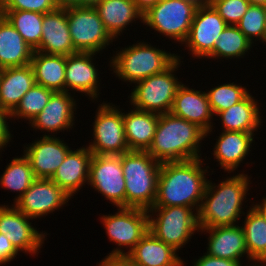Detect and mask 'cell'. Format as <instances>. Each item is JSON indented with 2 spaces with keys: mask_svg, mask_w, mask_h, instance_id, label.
Wrapping results in <instances>:
<instances>
[{
  "mask_svg": "<svg viewBox=\"0 0 266 266\" xmlns=\"http://www.w3.org/2000/svg\"><path fill=\"white\" fill-rule=\"evenodd\" d=\"M96 0H55L58 8H67L72 6H91Z\"/></svg>",
  "mask_w": 266,
  "mask_h": 266,
  "instance_id": "44",
  "label": "cell"
},
{
  "mask_svg": "<svg viewBox=\"0 0 266 266\" xmlns=\"http://www.w3.org/2000/svg\"><path fill=\"white\" fill-rule=\"evenodd\" d=\"M3 173L0 175V188L16 193L12 204L17 201L36 180L29 160L22 153L9 160Z\"/></svg>",
  "mask_w": 266,
  "mask_h": 266,
  "instance_id": "32",
  "label": "cell"
},
{
  "mask_svg": "<svg viewBox=\"0 0 266 266\" xmlns=\"http://www.w3.org/2000/svg\"><path fill=\"white\" fill-rule=\"evenodd\" d=\"M144 40L118 47L119 50L115 48L108 59L107 66L113 71L111 74L126 83L129 88L136 82L163 72L177 59V53L174 51L171 53V50L160 49L159 45L156 47V44L153 46Z\"/></svg>",
  "mask_w": 266,
  "mask_h": 266,
  "instance_id": "4",
  "label": "cell"
},
{
  "mask_svg": "<svg viewBox=\"0 0 266 266\" xmlns=\"http://www.w3.org/2000/svg\"><path fill=\"white\" fill-rule=\"evenodd\" d=\"M177 252L148 231L127 256L137 266H187Z\"/></svg>",
  "mask_w": 266,
  "mask_h": 266,
  "instance_id": "26",
  "label": "cell"
},
{
  "mask_svg": "<svg viewBox=\"0 0 266 266\" xmlns=\"http://www.w3.org/2000/svg\"><path fill=\"white\" fill-rule=\"evenodd\" d=\"M257 132H240V131H221L216 136V143H214V147L212 146L211 156L215 162H217V166L224 170L223 173H236L238 171V167L243 166L242 164H246L249 166L254 163L253 162H245L248 160V156L252 152V149H255L253 146L255 143V137ZM253 145V146H252ZM253 147V148H252ZM248 163V164H247Z\"/></svg>",
  "mask_w": 266,
  "mask_h": 266,
  "instance_id": "18",
  "label": "cell"
},
{
  "mask_svg": "<svg viewBox=\"0 0 266 266\" xmlns=\"http://www.w3.org/2000/svg\"><path fill=\"white\" fill-rule=\"evenodd\" d=\"M67 18L72 44L77 52L102 56L103 51L115 42L93 5L67 7Z\"/></svg>",
  "mask_w": 266,
  "mask_h": 266,
  "instance_id": "11",
  "label": "cell"
},
{
  "mask_svg": "<svg viewBox=\"0 0 266 266\" xmlns=\"http://www.w3.org/2000/svg\"><path fill=\"white\" fill-rule=\"evenodd\" d=\"M96 266H137L127 255L105 256Z\"/></svg>",
  "mask_w": 266,
  "mask_h": 266,
  "instance_id": "43",
  "label": "cell"
},
{
  "mask_svg": "<svg viewBox=\"0 0 266 266\" xmlns=\"http://www.w3.org/2000/svg\"><path fill=\"white\" fill-rule=\"evenodd\" d=\"M114 214L99 219L106 236L115 246L107 256L127 255L149 231L148 212L142 208L118 207Z\"/></svg>",
  "mask_w": 266,
  "mask_h": 266,
  "instance_id": "9",
  "label": "cell"
},
{
  "mask_svg": "<svg viewBox=\"0 0 266 266\" xmlns=\"http://www.w3.org/2000/svg\"><path fill=\"white\" fill-rule=\"evenodd\" d=\"M98 105L91 125L92 137L89 136L91 140L86 146L96 155H122L130 151L124 131V109L104 100Z\"/></svg>",
  "mask_w": 266,
  "mask_h": 266,
  "instance_id": "10",
  "label": "cell"
},
{
  "mask_svg": "<svg viewBox=\"0 0 266 266\" xmlns=\"http://www.w3.org/2000/svg\"><path fill=\"white\" fill-rule=\"evenodd\" d=\"M136 4V7L142 12L145 13L150 7L154 6L160 0H133Z\"/></svg>",
  "mask_w": 266,
  "mask_h": 266,
  "instance_id": "46",
  "label": "cell"
},
{
  "mask_svg": "<svg viewBox=\"0 0 266 266\" xmlns=\"http://www.w3.org/2000/svg\"><path fill=\"white\" fill-rule=\"evenodd\" d=\"M35 51L62 56L77 52L68 27L67 8H57L44 14L41 42Z\"/></svg>",
  "mask_w": 266,
  "mask_h": 266,
  "instance_id": "23",
  "label": "cell"
},
{
  "mask_svg": "<svg viewBox=\"0 0 266 266\" xmlns=\"http://www.w3.org/2000/svg\"><path fill=\"white\" fill-rule=\"evenodd\" d=\"M131 108L123 112L129 150L147 151L153 142L159 114Z\"/></svg>",
  "mask_w": 266,
  "mask_h": 266,
  "instance_id": "28",
  "label": "cell"
},
{
  "mask_svg": "<svg viewBox=\"0 0 266 266\" xmlns=\"http://www.w3.org/2000/svg\"><path fill=\"white\" fill-rule=\"evenodd\" d=\"M96 56L97 53L91 52L70 54L66 56L65 70V91L68 93L70 91L74 95H76V92L81 93L79 96H87L95 104L102 101L100 82L103 80V78L100 79L102 73L96 62V58L99 59V57Z\"/></svg>",
  "mask_w": 266,
  "mask_h": 266,
  "instance_id": "14",
  "label": "cell"
},
{
  "mask_svg": "<svg viewBox=\"0 0 266 266\" xmlns=\"http://www.w3.org/2000/svg\"><path fill=\"white\" fill-rule=\"evenodd\" d=\"M93 153L85 145L71 149L56 170L51 180L62 188L71 198L88 186L89 165ZM84 186V187H83Z\"/></svg>",
  "mask_w": 266,
  "mask_h": 266,
  "instance_id": "22",
  "label": "cell"
},
{
  "mask_svg": "<svg viewBox=\"0 0 266 266\" xmlns=\"http://www.w3.org/2000/svg\"><path fill=\"white\" fill-rule=\"evenodd\" d=\"M224 179L216 180L217 184L208 179L204 197L198 211L199 228H212L239 224L244 210L248 208L247 197L250 195L252 176L245 171L229 173ZM221 180V181H220ZM244 206V207H243ZM245 208V209H244Z\"/></svg>",
  "mask_w": 266,
  "mask_h": 266,
  "instance_id": "2",
  "label": "cell"
},
{
  "mask_svg": "<svg viewBox=\"0 0 266 266\" xmlns=\"http://www.w3.org/2000/svg\"><path fill=\"white\" fill-rule=\"evenodd\" d=\"M200 236L207 234L205 253L210 256L240 261H253L248 254L244 230L240 224L212 228H200ZM246 257V258H244ZM245 259V260H243ZM245 261V262H244Z\"/></svg>",
  "mask_w": 266,
  "mask_h": 266,
  "instance_id": "21",
  "label": "cell"
},
{
  "mask_svg": "<svg viewBox=\"0 0 266 266\" xmlns=\"http://www.w3.org/2000/svg\"><path fill=\"white\" fill-rule=\"evenodd\" d=\"M89 186L115 208L126 207V182L121 155L93 154L89 165Z\"/></svg>",
  "mask_w": 266,
  "mask_h": 266,
  "instance_id": "12",
  "label": "cell"
},
{
  "mask_svg": "<svg viewBox=\"0 0 266 266\" xmlns=\"http://www.w3.org/2000/svg\"><path fill=\"white\" fill-rule=\"evenodd\" d=\"M9 121V122H8ZM11 118L10 114L0 107V153L5 152L6 147H11L10 142H14L15 136L12 134L13 130L10 126ZM12 130V131H11ZM5 149V150H4Z\"/></svg>",
  "mask_w": 266,
  "mask_h": 266,
  "instance_id": "40",
  "label": "cell"
},
{
  "mask_svg": "<svg viewBox=\"0 0 266 266\" xmlns=\"http://www.w3.org/2000/svg\"><path fill=\"white\" fill-rule=\"evenodd\" d=\"M93 6L105 29L115 41L130 29V24L132 27L134 23L136 25V21L143 23V13L133 0H96Z\"/></svg>",
  "mask_w": 266,
  "mask_h": 266,
  "instance_id": "24",
  "label": "cell"
},
{
  "mask_svg": "<svg viewBox=\"0 0 266 266\" xmlns=\"http://www.w3.org/2000/svg\"><path fill=\"white\" fill-rule=\"evenodd\" d=\"M206 133L196 124L171 113L159 114L153 142L147 152L163 162L187 161L203 157Z\"/></svg>",
  "mask_w": 266,
  "mask_h": 266,
  "instance_id": "3",
  "label": "cell"
},
{
  "mask_svg": "<svg viewBox=\"0 0 266 266\" xmlns=\"http://www.w3.org/2000/svg\"><path fill=\"white\" fill-rule=\"evenodd\" d=\"M19 254L5 234L0 233V265L5 266L9 264L15 258L17 259Z\"/></svg>",
  "mask_w": 266,
  "mask_h": 266,
  "instance_id": "42",
  "label": "cell"
},
{
  "mask_svg": "<svg viewBox=\"0 0 266 266\" xmlns=\"http://www.w3.org/2000/svg\"><path fill=\"white\" fill-rule=\"evenodd\" d=\"M210 4L228 25H236L250 6L247 0H211Z\"/></svg>",
  "mask_w": 266,
  "mask_h": 266,
  "instance_id": "38",
  "label": "cell"
},
{
  "mask_svg": "<svg viewBox=\"0 0 266 266\" xmlns=\"http://www.w3.org/2000/svg\"><path fill=\"white\" fill-rule=\"evenodd\" d=\"M254 47L255 46L236 25H227L220 33V37L215 43L213 52L206 59L217 60V62L220 61V63L226 60L229 61V59L230 61L241 60V58H245L246 54L249 56V54H251L250 51Z\"/></svg>",
  "mask_w": 266,
  "mask_h": 266,
  "instance_id": "31",
  "label": "cell"
},
{
  "mask_svg": "<svg viewBox=\"0 0 266 266\" xmlns=\"http://www.w3.org/2000/svg\"><path fill=\"white\" fill-rule=\"evenodd\" d=\"M147 212L149 231L178 253L199 234L198 212L192 207H152Z\"/></svg>",
  "mask_w": 266,
  "mask_h": 266,
  "instance_id": "7",
  "label": "cell"
},
{
  "mask_svg": "<svg viewBox=\"0 0 266 266\" xmlns=\"http://www.w3.org/2000/svg\"><path fill=\"white\" fill-rule=\"evenodd\" d=\"M260 99L249 93L243 100L228 109L219 112L216 120H220L221 131L260 132L263 126Z\"/></svg>",
  "mask_w": 266,
  "mask_h": 266,
  "instance_id": "25",
  "label": "cell"
},
{
  "mask_svg": "<svg viewBox=\"0 0 266 266\" xmlns=\"http://www.w3.org/2000/svg\"><path fill=\"white\" fill-rule=\"evenodd\" d=\"M121 165L126 182V207L152 208L161 163L147 151L130 150L121 155Z\"/></svg>",
  "mask_w": 266,
  "mask_h": 266,
  "instance_id": "5",
  "label": "cell"
},
{
  "mask_svg": "<svg viewBox=\"0 0 266 266\" xmlns=\"http://www.w3.org/2000/svg\"><path fill=\"white\" fill-rule=\"evenodd\" d=\"M65 141L59 136H40L23 145L36 179H51L72 148Z\"/></svg>",
  "mask_w": 266,
  "mask_h": 266,
  "instance_id": "19",
  "label": "cell"
},
{
  "mask_svg": "<svg viewBox=\"0 0 266 266\" xmlns=\"http://www.w3.org/2000/svg\"><path fill=\"white\" fill-rule=\"evenodd\" d=\"M265 21L266 7L261 5H250L236 26L254 46H257L262 40Z\"/></svg>",
  "mask_w": 266,
  "mask_h": 266,
  "instance_id": "37",
  "label": "cell"
},
{
  "mask_svg": "<svg viewBox=\"0 0 266 266\" xmlns=\"http://www.w3.org/2000/svg\"><path fill=\"white\" fill-rule=\"evenodd\" d=\"M57 8L55 0H0V10H24L45 14Z\"/></svg>",
  "mask_w": 266,
  "mask_h": 266,
  "instance_id": "39",
  "label": "cell"
},
{
  "mask_svg": "<svg viewBox=\"0 0 266 266\" xmlns=\"http://www.w3.org/2000/svg\"><path fill=\"white\" fill-rule=\"evenodd\" d=\"M217 85L211 86L212 88L210 87L208 90L206 89L209 105L214 117L219 112L237 104L250 93L246 85L243 86V84H237L236 82H231V80L226 83H217Z\"/></svg>",
  "mask_w": 266,
  "mask_h": 266,
  "instance_id": "36",
  "label": "cell"
},
{
  "mask_svg": "<svg viewBox=\"0 0 266 266\" xmlns=\"http://www.w3.org/2000/svg\"><path fill=\"white\" fill-rule=\"evenodd\" d=\"M33 53L21 34L0 15V69L29 65Z\"/></svg>",
  "mask_w": 266,
  "mask_h": 266,
  "instance_id": "29",
  "label": "cell"
},
{
  "mask_svg": "<svg viewBox=\"0 0 266 266\" xmlns=\"http://www.w3.org/2000/svg\"><path fill=\"white\" fill-rule=\"evenodd\" d=\"M191 266H241L243 263L236 260H230L225 258H218L203 253L192 260Z\"/></svg>",
  "mask_w": 266,
  "mask_h": 266,
  "instance_id": "41",
  "label": "cell"
},
{
  "mask_svg": "<svg viewBox=\"0 0 266 266\" xmlns=\"http://www.w3.org/2000/svg\"><path fill=\"white\" fill-rule=\"evenodd\" d=\"M53 93L54 91L35 83L10 114L11 124L12 122L16 123V120L20 123L19 119L28 121L27 124H29L36 115L42 112Z\"/></svg>",
  "mask_w": 266,
  "mask_h": 266,
  "instance_id": "35",
  "label": "cell"
},
{
  "mask_svg": "<svg viewBox=\"0 0 266 266\" xmlns=\"http://www.w3.org/2000/svg\"><path fill=\"white\" fill-rule=\"evenodd\" d=\"M70 200L72 198L51 179H36L13 205L27 217L41 220L69 206Z\"/></svg>",
  "mask_w": 266,
  "mask_h": 266,
  "instance_id": "17",
  "label": "cell"
},
{
  "mask_svg": "<svg viewBox=\"0 0 266 266\" xmlns=\"http://www.w3.org/2000/svg\"><path fill=\"white\" fill-rule=\"evenodd\" d=\"M197 8L185 0H160L143 13V26L181 47L189 35Z\"/></svg>",
  "mask_w": 266,
  "mask_h": 266,
  "instance_id": "8",
  "label": "cell"
},
{
  "mask_svg": "<svg viewBox=\"0 0 266 266\" xmlns=\"http://www.w3.org/2000/svg\"><path fill=\"white\" fill-rule=\"evenodd\" d=\"M0 15L12 24L34 51L40 46L44 14L24 10H0Z\"/></svg>",
  "mask_w": 266,
  "mask_h": 266,
  "instance_id": "34",
  "label": "cell"
},
{
  "mask_svg": "<svg viewBox=\"0 0 266 266\" xmlns=\"http://www.w3.org/2000/svg\"><path fill=\"white\" fill-rule=\"evenodd\" d=\"M202 90L191 88L183 83L175 94L170 113L196 124L206 133V138L210 139V135L214 134V128H217L214 126L216 120L211 111L207 93L204 88Z\"/></svg>",
  "mask_w": 266,
  "mask_h": 266,
  "instance_id": "20",
  "label": "cell"
},
{
  "mask_svg": "<svg viewBox=\"0 0 266 266\" xmlns=\"http://www.w3.org/2000/svg\"><path fill=\"white\" fill-rule=\"evenodd\" d=\"M253 201V202H252ZM256 200H250L249 203H251V207L256 211L258 212L262 217L263 219L266 221V196H263L262 197V200L260 201H256Z\"/></svg>",
  "mask_w": 266,
  "mask_h": 266,
  "instance_id": "45",
  "label": "cell"
},
{
  "mask_svg": "<svg viewBox=\"0 0 266 266\" xmlns=\"http://www.w3.org/2000/svg\"><path fill=\"white\" fill-rule=\"evenodd\" d=\"M241 266H266V261L253 260V261H251V263L248 262L247 264H245V265L242 264Z\"/></svg>",
  "mask_w": 266,
  "mask_h": 266,
  "instance_id": "48",
  "label": "cell"
},
{
  "mask_svg": "<svg viewBox=\"0 0 266 266\" xmlns=\"http://www.w3.org/2000/svg\"><path fill=\"white\" fill-rule=\"evenodd\" d=\"M35 84L32 66L8 67L0 73V107L11 114Z\"/></svg>",
  "mask_w": 266,
  "mask_h": 266,
  "instance_id": "27",
  "label": "cell"
},
{
  "mask_svg": "<svg viewBox=\"0 0 266 266\" xmlns=\"http://www.w3.org/2000/svg\"><path fill=\"white\" fill-rule=\"evenodd\" d=\"M30 65L36 84L54 92L65 91L66 56L34 51Z\"/></svg>",
  "mask_w": 266,
  "mask_h": 266,
  "instance_id": "30",
  "label": "cell"
},
{
  "mask_svg": "<svg viewBox=\"0 0 266 266\" xmlns=\"http://www.w3.org/2000/svg\"><path fill=\"white\" fill-rule=\"evenodd\" d=\"M33 221L36 222L13 204H0V233L5 234L19 253L38 257L50 234L47 231H39L40 228L32 225Z\"/></svg>",
  "mask_w": 266,
  "mask_h": 266,
  "instance_id": "13",
  "label": "cell"
},
{
  "mask_svg": "<svg viewBox=\"0 0 266 266\" xmlns=\"http://www.w3.org/2000/svg\"><path fill=\"white\" fill-rule=\"evenodd\" d=\"M260 44H263V46L264 45L266 46V21H265L264 33H263L262 40H261Z\"/></svg>",
  "mask_w": 266,
  "mask_h": 266,
  "instance_id": "50",
  "label": "cell"
},
{
  "mask_svg": "<svg viewBox=\"0 0 266 266\" xmlns=\"http://www.w3.org/2000/svg\"><path fill=\"white\" fill-rule=\"evenodd\" d=\"M70 92H54L42 112L28 124L32 130L43 133L41 136H59L76 127L78 97ZM78 102V103H77ZM76 120V122H75ZM73 128V129H72ZM57 134V135H56Z\"/></svg>",
  "mask_w": 266,
  "mask_h": 266,
  "instance_id": "15",
  "label": "cell"
},
{
  "mask_svg": "<svg viewBox=\"0 0 266 266\" xmlns=\"http://www.w3.org/2000/svg\"><path fill=\"white\" fill-rule=\"evenodd\" d=\"M185 1H188L197 7H203L209 5L211 0H185Z\"/></svg>",
  "mask_w": 266,
  "mask_h": 266,
  "instance_id": "47",
  "label": "cell"
},
{
  "mask_svg": "<svg viewBox=\"0 0 266 266\" xmlns=\"http://www.w3.org/2000/svg\"><path fill=\"white\" fill-rule=\"evenodd\" d=\"M228 24L223 20L215 8L209 4L198 7L191 24L189 35L182 44V50L194 59L206 60L213 52L220 33ZM203 58V59H202Z\"/></svg>",
  "mask_w": 266,
  "mask_h": 266,
  "instance_id": "16",
  "label": "cell"
},
{
  "mask_svg": "<svg viewBox=\"0 0 266 266\" xmlns=\"http://www.w3.org/2000/svg\"><path fill=\"white\" fill-rule=\"evenodd\" d=\"M250 5H261L265 6V0H247Z\"/></svg>",
  "mask_w": 266,
  "mask_h": 266,
  "instance_id": "49",
  "label": "cell"
},
{
  "mask_svg": "<svg viewBox=\"0 0 266 266\" xmlns=\"http://www.w3.org/2000/svg\"><path fill=\"white\" fill-rule=\"evenodd\" d=\"M244 221L240 223L244 230L246 247L252 260L266 261V221L251 204L245 210Z\"/></svg>",
  "mask_w": 266,
  "mask_h": 266,
  "instance_id": "33",
  "label": "cell"
},
{
  "mask_svg": "<svg viewBox=\"0 0 266 266\" xmlns=\"http://www.w3.org/2000/svg\"><path fill=\"white\" fill-rule=\"evenodd\" d=\"M182 56L177 53V59L163 72L136 82L127 97L130 107L157 114L170 113L175 94L183 84L176 75L184 62Z\"/></svg>",
  "mask_w": 266,
  "mask_h": 266,
  "instance_id": "6",
  "label": "cell"
},
{
  "mask_svg": "<svg viewBox=\"0 0 266 266\" xmlns=\"http://www.w3.org/2000/svg\"><path fill=\"white\" fill-rule=\"evenodd\" d=\"M205 159L207 161L211 158L205 154L204 159L201 157L187 161L161 163L153 207L186 206L198 212L208 176L215 172L214 168L212 170V167L204 163Z\"/></svg>",
  "mask_w": 266,
  "mask_h": 266,
  "instance_id": "1",
  "label": "cell"
}]
</instances>
